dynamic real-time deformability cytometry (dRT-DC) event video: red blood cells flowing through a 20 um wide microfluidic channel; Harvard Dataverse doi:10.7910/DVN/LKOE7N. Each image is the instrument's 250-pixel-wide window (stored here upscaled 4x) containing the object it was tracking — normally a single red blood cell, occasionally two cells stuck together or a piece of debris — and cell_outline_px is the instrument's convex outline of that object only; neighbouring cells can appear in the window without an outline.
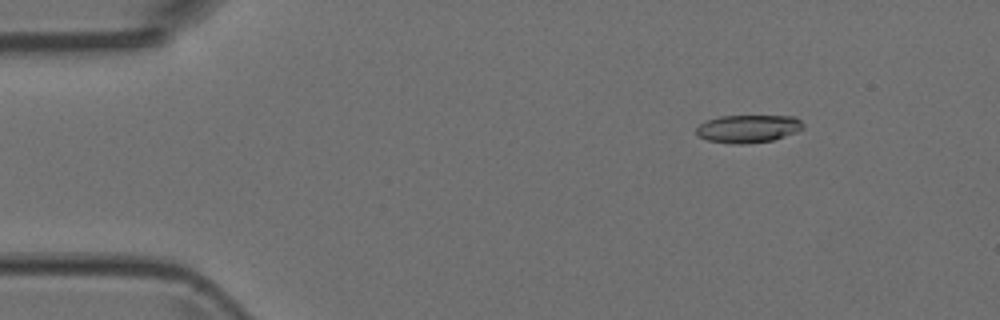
{"species": "Egyptian fruit bat (a non-hibernating species)", "species_latin": "Rousettus aegyptiacus", "temperature_condition": "room temperature", "stored_images_in_passage": 5, "camera_frame_rate_fps": 3000, "um_per_image_px": 0.085, "animal": {"sex": "female"}, "frame": {"image": 1, "passage_image": 1, "time_ms": 0.0, "image_size_px": [1000, 320], "cell_outline_px": [[804, 128], [796, 132], [772, 140], [744, 144], [732, 144], [708, 140], [696, 136], [696, 128], [700, 124], [708, 120], [720, 116], [796, 116], [804, 124]], "centroid_in_image_um": [63.59, 10.94], "position_along_channel_um": 21.4, "area_um2": 17.34}}
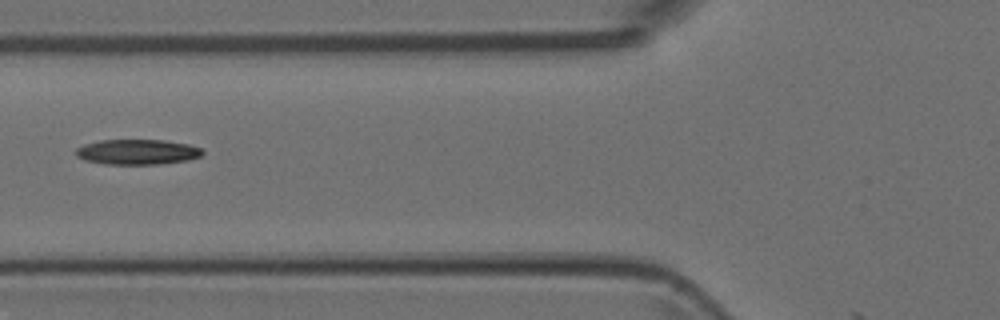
{"frame": {"image": 2, "passage_image": 4, "time_ms": 1.0, "image_size_px": [1000, 320], "cell_outline_px": [[204, 152], [200, 156], [188, 160], [160, 164], [104, 164], [84, 160], [76, 156], [76, 148], [84, 144], [100, 140], [164, 140], [188, 144], [200, 148]], "centroid_in_image_um": [11.65, 12.91], "position_along_channel_um": 114.1, "area_um2": 18.61}}
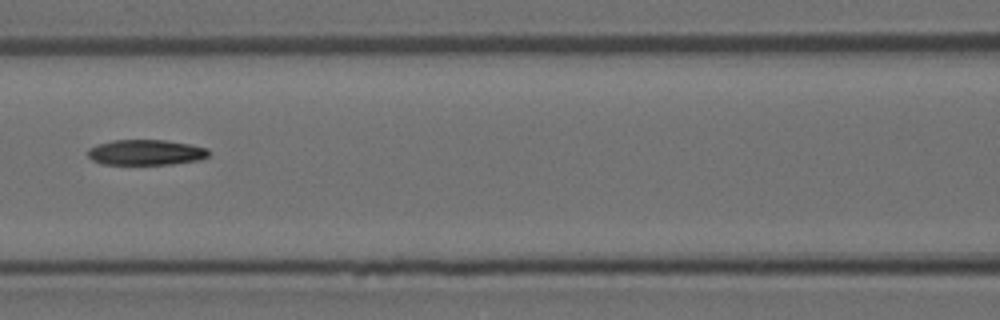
{"frame": {"image": 3, "passage_image": 5, "time_ms": 1.333, "image_size_px": [1000, 320], "cell_outline_px": [[208, 156], [200, 160], [172, 164], [100, 164], [92, 160], [88, 156], [88, 148], [96, 144], [112, 140], [164, 140], [188, 144], [208, 148]], "centroid_in_image_um": [12.36, 12.95], "position_along_channel_um": 154.2, "area_um2": 17.98}}